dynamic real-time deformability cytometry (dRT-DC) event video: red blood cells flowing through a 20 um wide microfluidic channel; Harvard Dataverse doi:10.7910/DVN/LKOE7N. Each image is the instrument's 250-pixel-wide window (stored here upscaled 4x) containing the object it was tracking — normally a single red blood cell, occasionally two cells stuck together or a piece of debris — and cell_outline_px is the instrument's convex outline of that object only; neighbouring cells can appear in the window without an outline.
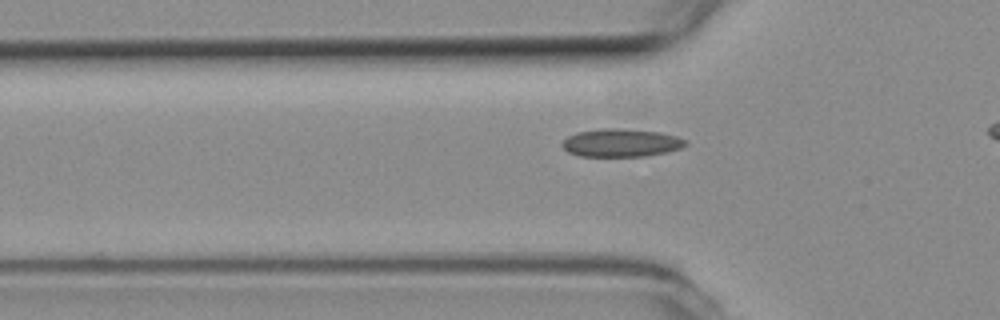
{"species": "common noctule bat (a hibernating species)", "species_latin": "Nyctalus noctula", "temperature_condition": "room temperature", "stored_images_in_passage": 34, "camera_frame_rate_fps": 3000, "um_per_image_px": 0.085, "animal": {"sex": "female", "body_mass_g": 19.3, "forearm_length_mm": 54.1}, "frame": {"image": 1, "passage_image": 8, "time_ms": 2.333, "image_size_px": [1000, 320], "cell_outline_px": [[688, 144], [680, 148], [664, 152], [644, 156], [580, 156], [568, 152], [560, 144], [568, 136], [576, 132], [604, 128], [616, 128], [660, 132], [676, 136], [688, 140]], "centroid_in_image_um": [52.78, 12.13], "position_along_channel_um": 73.0, "area_um2": 20.06}}
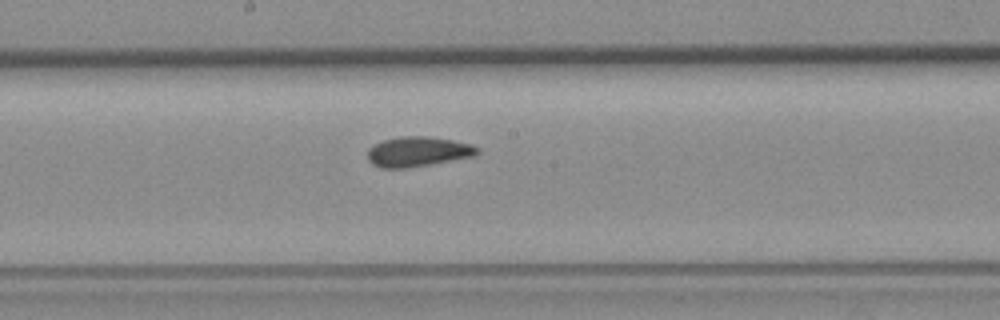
{"frame": {"image": 2, "passage_image": 19, "time_ms": 6.0, "image_size_px": [1000, 320], "cell_outline_px": [[480, 152], [476, 156], [404, 168], [380, 168], [372, 164], [368, 160], [368, 148], [384, 140], [400, 136], [428, 136], [452, 140], [472, 144], [480, 148]], "centroid_in_image_um": [35.54, 12.88], "position_along_channel_um": 212.7, "area_um2": 19.13}}
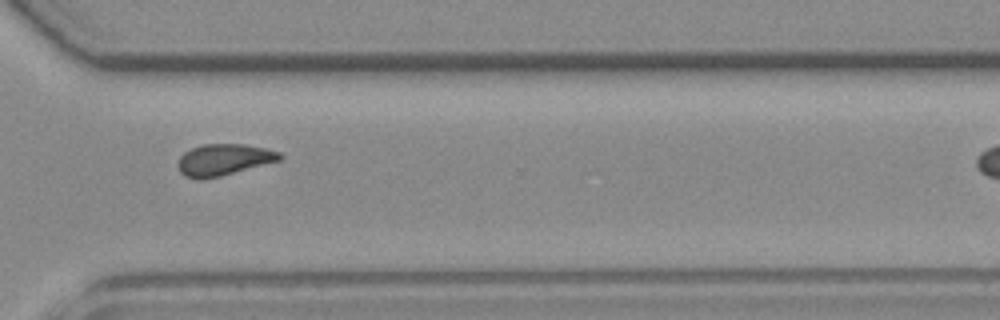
{"frame": {"image": 3, "passage_image": 30, "time_ms": 9.667, "image_size_px": [1000, 320], "cell_outline_px": [[284, 156], [280, 160], [220, 176], [200, 180], [184, 176], [180, 172], [176, 164], [180, 156], [184, 152], [192, 148], [204, 144], [244, 144], [264, 148], [280, 152]], "centroid_in_image_um": [18.98, 13.58], "position_along_channel_um": 351.6, "area_um2": 18.67}}